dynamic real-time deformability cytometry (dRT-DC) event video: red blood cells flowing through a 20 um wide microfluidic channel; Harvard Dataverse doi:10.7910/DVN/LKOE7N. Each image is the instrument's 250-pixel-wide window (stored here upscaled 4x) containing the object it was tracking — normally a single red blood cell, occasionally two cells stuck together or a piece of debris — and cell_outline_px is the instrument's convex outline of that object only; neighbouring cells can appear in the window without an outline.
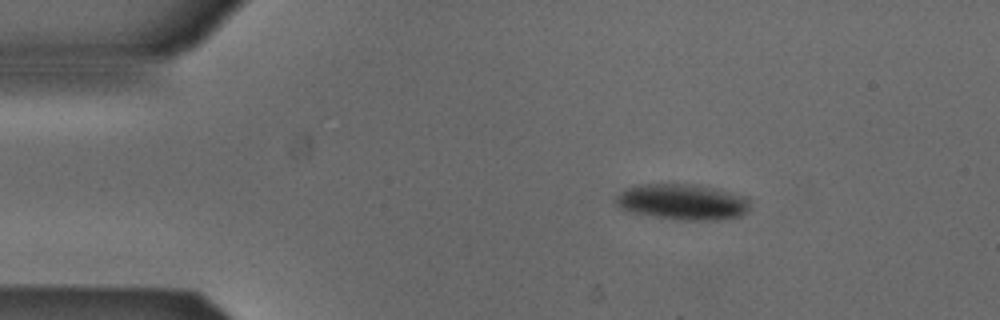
{"species": "Egyptian fruit bat (a non-hibernating species)", "species_latin": "Rousettus aegyptiacus", "temperature_condition": "cold", "stored_images_in_passage": 45, "camera_frame_rate_fps": 3000, "um_per_image_px": 0.085, "animal": {"sex": "male"}, "frame": {"image": 1, "passage_image": 1, "time_ms": 0.0, "image_size_px": [1000, 320], "cell_outline_px": [[752, 200], [748, 212], [740, 216], [716, 220], [680, 220], [652, 216], [628, 212], [620, 208], [612, 200], [624, 188], [640, 184], [696, 184], [720, 188], [748, 196]], "centroid_in_image_um": [58.04, 17.15], "position_along_channel_um": 27.0, "area_um2": 28.9}}
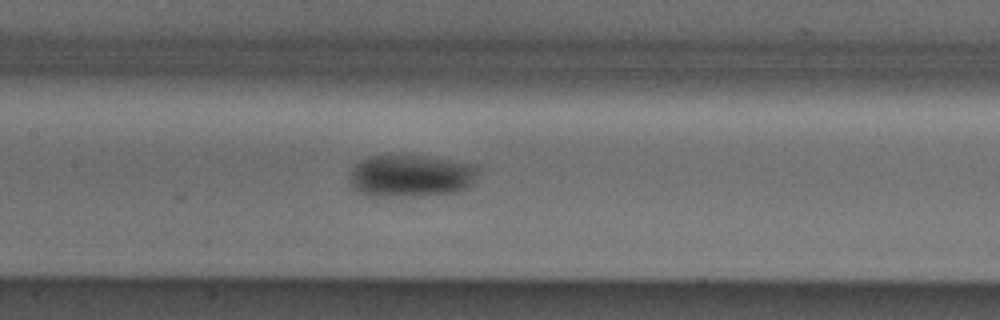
{"frame": {"image": 2, "passage_image": 17, "time_ms": 5.333, "image_size_px": [1000, 320], "cell_outline_px": [[476, 172], [472, 184], [468, 188], [456, 192], [416, 196], [368, 196], [356, 192], [348, 184], [348, 172], [360, 160], [372, 156], [400, 152], [428, 156], [476, 164]], "centroid_in_image_um": [34.83, 14.91], "position_along_channel_um": 172.6, "area_um2": 32.83}}
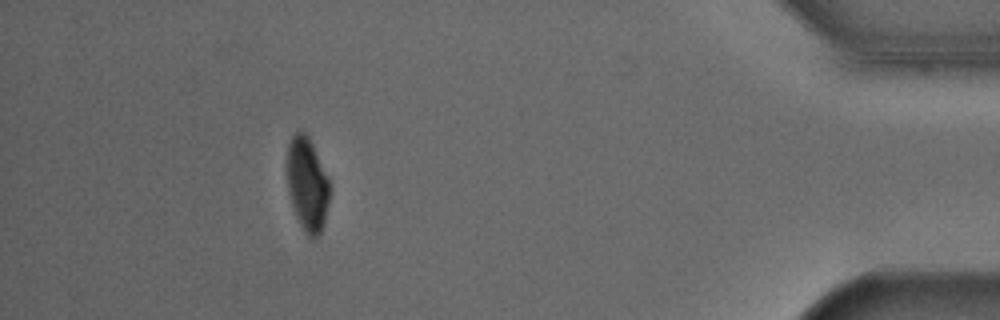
{"frame": {"image": 3, "passage_image": 40, "time_ms": 13.0, "image_size_px": [1000, 320], "cell_outline_px": [[332, 184], [324, 224], [320, 236], [316, 240], [312, 240], [304, 232], [296, 216], [288, 192], [288, 144], [292, 136], [300, 128], [304, 128]], "centroid_in_image_um": [26.15, 15.69], "position_along_channel_um": 409.0, "area_um2": 23.7}, "authors_computed_cell_mechanics": {"area_um2": 29.3046, "velocity_mm_per_s": 3.8515, "shape_relaxation_time_tau1_ms": 3.484, "shape_relaxation_time_tau2_ms": null, "deformation_change_tau1": 0.0831, "deformation_change_tau2": null}}